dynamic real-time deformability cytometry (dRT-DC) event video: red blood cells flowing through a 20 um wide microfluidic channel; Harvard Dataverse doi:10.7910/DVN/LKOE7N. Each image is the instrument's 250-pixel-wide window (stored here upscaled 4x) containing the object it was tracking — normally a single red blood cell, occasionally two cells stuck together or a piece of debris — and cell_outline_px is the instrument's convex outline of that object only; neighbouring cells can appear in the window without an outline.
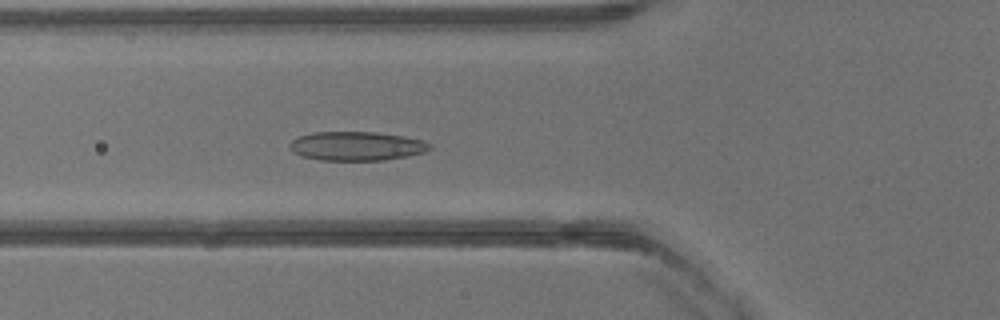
{"species": "common noctule bat (a hibernating species)", "species_latin": "Nyctalus noctula", "temperature_condition": "warm", "stored_images_in_passage": 40, "camera_frame_rate_fps": 3000, "um_per_image_px": 0.085, "animal": {"sex": "male", "body_mass_g": 13.3}, "frame": {"image": 1, "passage_image": 15, "time_ms": 4.667, "image_size_px": [1000, 320], "cell_outline_px": [[432, 148], [424, 152], [408, 156], [384, 160], [320, 160], [300, 156], [292, 152], [288, 148], [288, 144], [292, 140], [300, 136], [312, 132], [376, 132], [404, 136], [424, 140], [432, 144]], "centroid_in_image_um": [30.3, 12.41], "position_along_channel_um": 95.5, "area_um2": 23.93}}
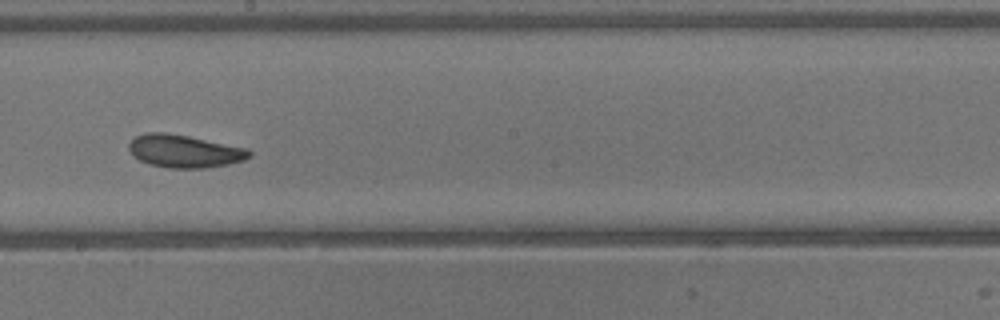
{"frame": {"image": 2, "passage_image": 23, "time_ms": 7.333, "image_size_px": [1000, 320], "cell_outline_px": [[252, 156], [244, 160], [228, 164], [204, 168], [168, 168], [148, 164], [132, 156], [128, 148], [128, 144], [136, 136], [144, 132], [164, 132], [188, 136], [248, 148], [252, 152]], "centroid_in_image_um": [15.66, 12.85], "position_along_channel_um": 232.5, "area_um2": 23.18}}
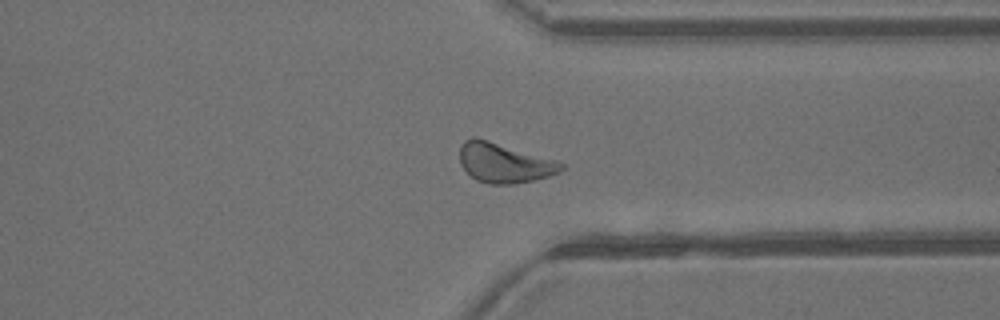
{"frame": {"image": 3, "passage_image": 31, "time_ms": 10.0, "image_size_px": [1000, 320], "cell_outline_px": [[564, 168], [560, 172], [548, 176], [532, 180], [512, 184], [488, 184], [476, 180], [460, 164], [460, 144], [464, 140], [472, 136], [476, 136], [556, 160], [564, 164]], "centroid_in_image_um": [42.83, 13.82], "position_along_channel_um": 368.6, "area_um2": 23.52}}